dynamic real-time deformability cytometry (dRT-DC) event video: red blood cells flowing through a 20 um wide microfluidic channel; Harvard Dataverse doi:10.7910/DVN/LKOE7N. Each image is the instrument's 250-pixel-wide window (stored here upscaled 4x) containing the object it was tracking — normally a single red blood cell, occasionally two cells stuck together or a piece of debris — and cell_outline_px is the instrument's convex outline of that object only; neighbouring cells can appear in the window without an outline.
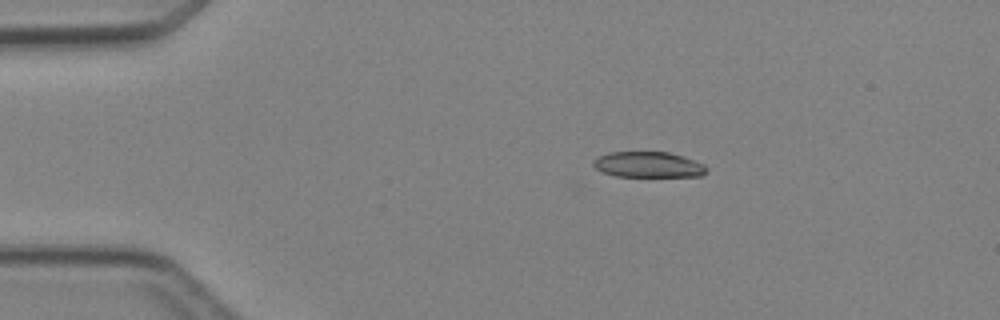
{"species": "Egyptian fruit bat (a non-hibernating species)", "species_latin": "Rousettus aegyptiacus", "temperature_condition": "cold", "stored_images_in_passage": 4, "camera_frame_rate_fps": 3000, "um_per_image_px": 0.085, "animal": {"sex": "female"}, "frame": {"image": 1, "passage_image": 3, "time_ms": 2.333, "image_size_px": [1000, 320], "cell_outline_px": [[708, 168], [704, 176], [616, 176], [604, 172], [596, 168], [592, 164], [592, 160], [596, 156], [608, 152], [668, 152], [684, 156], [704, 164]], "centroid_in_image_um": [55.1, 13.98], "position_along_channel_um": 29.9, "area_um2": 17.05}}